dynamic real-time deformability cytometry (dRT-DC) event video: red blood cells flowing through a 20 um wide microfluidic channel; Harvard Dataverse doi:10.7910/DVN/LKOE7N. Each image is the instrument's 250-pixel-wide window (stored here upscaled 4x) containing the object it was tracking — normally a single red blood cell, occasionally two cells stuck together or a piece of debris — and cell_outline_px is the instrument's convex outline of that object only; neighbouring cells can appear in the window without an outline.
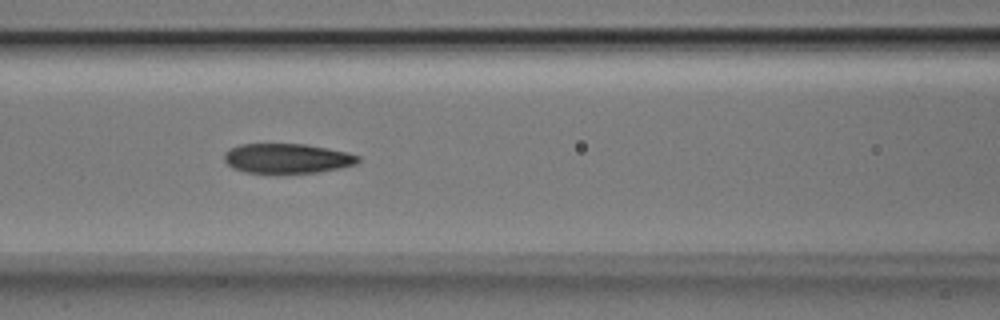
{"species": "Egyptian fruit bat (a non-hibernating species)", "species_latin": "Rousettus aegyptiacus", "temperature_condition": "room temperature", "stored_images_in_passage": 21, "camera_frame_rate_fps": 3000, "um_per_image_px": 0.085, "animal": {"sex": "male"}, "frame": {"image": 1, "passage_image": 12, "time_ms": 3.667, "image_size_px": [1000, 320], "cell_outline_px": [[360, 160], [356, 164], [340, 168], [320, 172], [244, 172], [232, 168], [224, 160], [224, 152], [228, 148], [240, 144], [304, 144], [348, 152], [360, 156]], "centroid_in_image_um": [24.39, 13.45], "position_along_channel_um": 142.2, "area_um2": 23.12}}
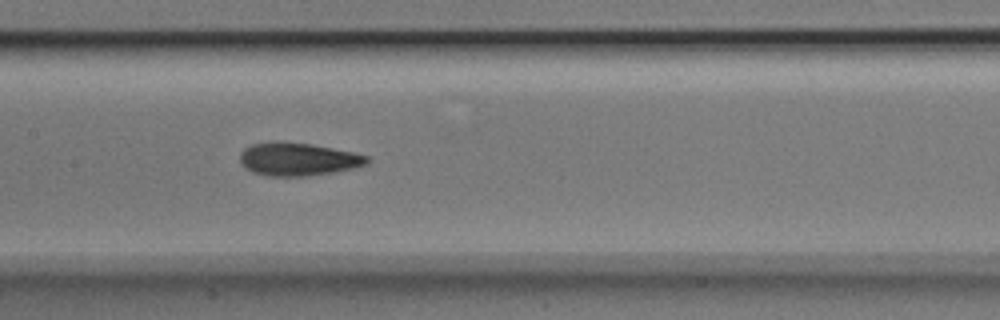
{"frame": {"image": 2, "passage_image": 15, "time_ms": 4.667, "image_size_px": [1000, 320], "cell_outline_px": [[372, 160], [368, 164], [356, 168], [308, 176], [268, 176], [252, 172], [244, 168], [240, 160], [240, 152], [244, 148], [252, 144], [272, 140], [276, 140], [312, 144], [352, 152], [368, 156]], "centroid_in_image_um": [25.32, 13.52], "position_along_channel_um": 182.1, "area_um2": 24.85}}